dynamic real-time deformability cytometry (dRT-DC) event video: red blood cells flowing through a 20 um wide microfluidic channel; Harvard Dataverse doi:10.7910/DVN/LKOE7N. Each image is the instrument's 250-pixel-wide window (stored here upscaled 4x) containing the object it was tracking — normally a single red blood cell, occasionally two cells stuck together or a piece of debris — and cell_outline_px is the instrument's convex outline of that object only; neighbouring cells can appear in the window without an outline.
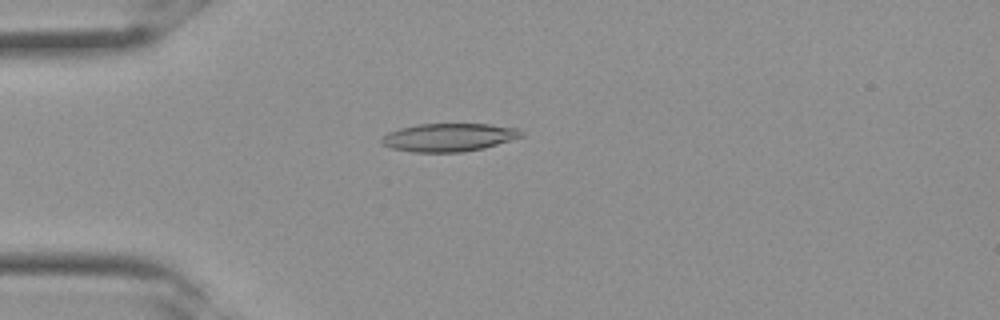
{"species": "Egyptian fruit bat (a non-hibernating species)", "species_latin": "Rousettus aegyptiacus", "temperature_condition": "room temperature", "stored_images_in_passage": 15, "camera_frame_rate_fps": 3000, "um_per_image_px": 0.085, "frame": {"image": 1, "passage_image": 2, "time_ms": 0.333, "image_size_px": [1000, 320], "cell_outline_px": [[524, 136], [484, 148], [464, 152], [412, 152], [392, 148], [384, 144], [380, 140], [388, 132], [400, 128], [416, 124], [488, 124], [516, 128], [524, 132]], "centroid_in_image_um": [38.17, 11.67], "position_along_channel_um": 46.8, "area_um2": 22.83}}
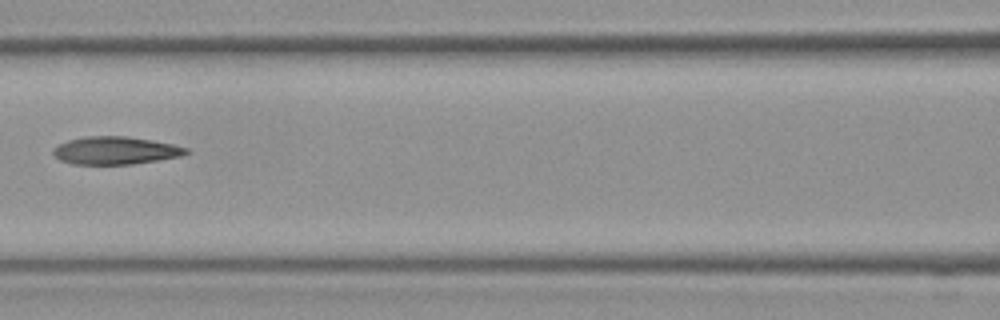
{"frame": {"image": 2, "passage_image": 8, "time_ms": 2.333, "image_size_px": [1000, 320], "cell_outline_px": [[192, 152], [180, 156], [132, 164], [72, 164], [60, 160], [52, 152], [60, 144], [68, 140], [84, 136], [124, 136], [152, 140], [172, 144], [188, 148]], "centroid_in_image_um": [9.83, 12.79], "position_along_channel_um": 156.8, "area_um2": 21.33}}
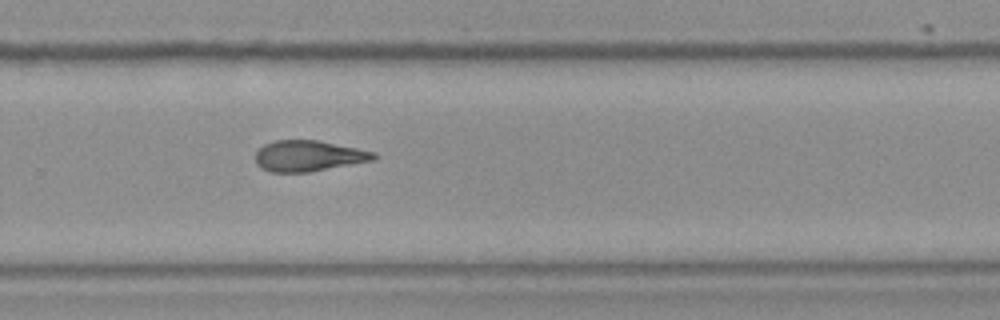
{"frame": {"image": 3, "passage_image": 15, "time_ms": 4.667, "image_size_px": [1000, 320], "cell_outline_px": [[380, 156], [376, 160], [312, 172], [268, 172], [260, 168], [256, 164], [256, 152], [264, 144], [276, 140], [316, 140], [376, 152]], "centroid_in_image_um": [26.26, 13.27], "position_along_channel_um": 303.5, "area_um2": 21.56}}